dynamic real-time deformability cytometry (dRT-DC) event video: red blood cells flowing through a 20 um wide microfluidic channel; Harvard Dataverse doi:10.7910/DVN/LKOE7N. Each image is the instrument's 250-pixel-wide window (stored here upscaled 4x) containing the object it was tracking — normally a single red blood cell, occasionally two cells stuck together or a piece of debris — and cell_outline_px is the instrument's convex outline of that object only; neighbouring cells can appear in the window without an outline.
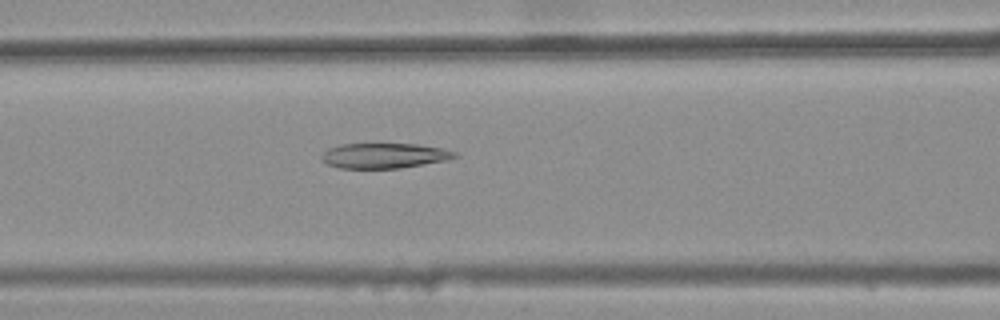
{"species": "common noctule bat (a hibernating species)", "species_latin": "Nyctalus noctula", "temperature_condition": "warm", "stored_images_in_passage": 45, "camera_frame_rate_fps": 3000, "um_per_image_px": 0.085, "animal": {"sex": "female", "body_mass_g": 25.1}, "frame": {"image": 1, "passage_image": 20, "time_ms": 6.333, "image_size_px": [1000, 320], "cell_outline_px": [[460, 156], [444, 160], [400, 168], [340, 168], [328, 164], [320, 160], [320, 156], [328, 148], [340, 144], [416, 144], [440, 148], [456, 152]], "centroid_in_image_um": [32.61, 13.23], "position_along_channel_um": 134.0, "area_um2": 19.36}}
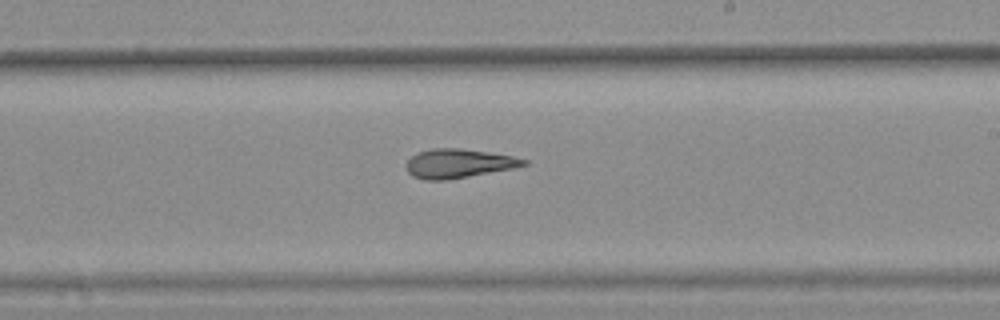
{"frame": {"image": 2, "passage_image": 29, "time_ms": 9.333, "image_size_px": [1000, 320], "cell_outline_px": [[528, 164], [512, 168], [468, 176], [444, 180], [424, 180], [412, 176], [404, 168], [404, 164], [416, 152], [432, 148], [460, 148], [488, 152], [512, 156], [528, 160]], "centroid_in_image_um": [38.9, 13.89], "position_along_channel_um": 250.1, "area_um2": 19.83}}
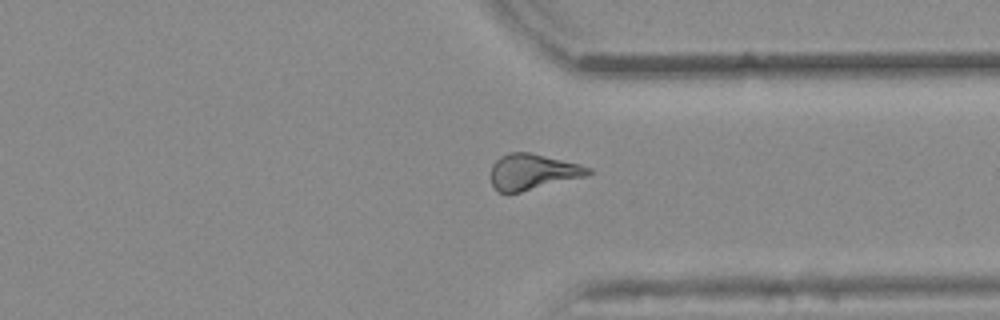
{"frame": {"image": 3, "passage_image": 38, "time_ms": 12.333, "image_size_px": [1000, 320], "cell_outline_px": [[592, 172], [584, 176], [520, 192], [500, 192], [492, 184], [492, 164], [500, 156], [508, 152], [532, 152], [580, 164], [592, 168]], "centroid_in_image_um": [45.28, 14.57], "position_along_channel_um": 366.1, "area_um2": 20.06}, "authors_computed_cell_mechanics": {"area_um2": 20.23, "velocity_mm_per_s": 3.881, "shape_relaxation_time_tau1_ms": null, "shape_relaxation_time_tau2_ms": 2.8951, "deformation_change_tau1": null, "deformation_change_tau2": 0.1255}}